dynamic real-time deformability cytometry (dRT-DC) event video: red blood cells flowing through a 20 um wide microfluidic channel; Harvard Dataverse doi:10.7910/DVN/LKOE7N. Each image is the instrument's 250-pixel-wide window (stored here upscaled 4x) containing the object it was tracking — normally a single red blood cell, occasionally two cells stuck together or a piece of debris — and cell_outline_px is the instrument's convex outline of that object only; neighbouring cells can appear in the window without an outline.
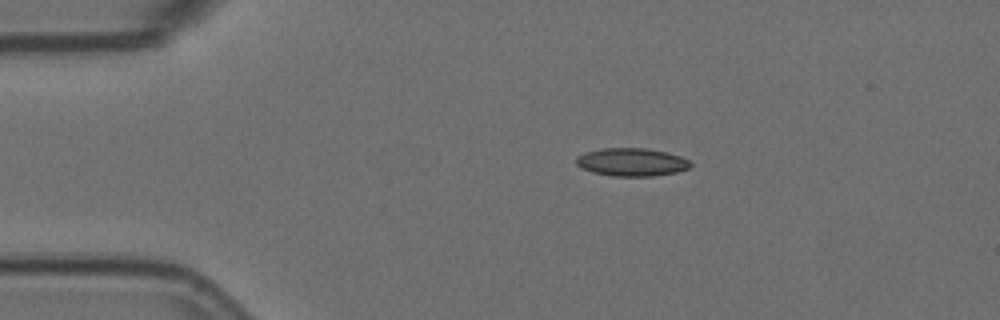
{"species": "Egyptian fruit bat (a non-hibernating species)", "species_latin": "Rousettus aegyptiacus", "temperature_condition": "room temperature", "stored_images_in_passage": 4, "camera_frame_rate_fps": 3000, "um_per_image_px": 0.085, "animal": {"sex": "female"}, "frame": {"image": 1, "passage_image": 2, "time_ms": 0.333, "image_size_px": [1000, 320], "cell_outline_px": [[692, 164], [688, 168], [676, 172], [652, 176], [612, 176], [592, 172], [580, 168], [576, 164], [576, 156], [588, 152], [604, 148], [644, 148], [664, 152], [680, 156], [688, 160]], "centroid_in_image_um": [53.66, 13.78], "position_along_channel_um": 31.3, "area_um2": 18.5}}
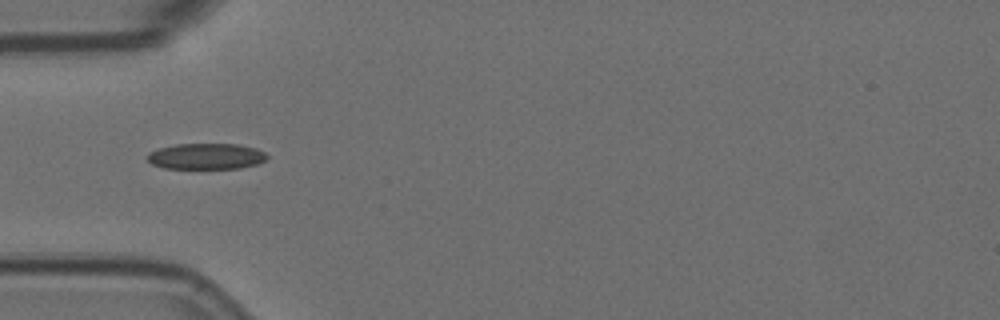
{"frame": {"image": 2, "passage_image": 4, "time_ms": 1.0, "image_size_px": [1000, 320], "cell_outline_px": [[268, 156], [264, 160], [256, 164], [240, 168], [164, 168], [152, 164], [148, 160], [148, 152], [160, 148], [176, 144], [236, 144], [256, 148], [264, 152]], "centroid_in_image_um": [17.52, 13.28], "position_along_channel_um": 67.5, "area_um2": 17.92}}